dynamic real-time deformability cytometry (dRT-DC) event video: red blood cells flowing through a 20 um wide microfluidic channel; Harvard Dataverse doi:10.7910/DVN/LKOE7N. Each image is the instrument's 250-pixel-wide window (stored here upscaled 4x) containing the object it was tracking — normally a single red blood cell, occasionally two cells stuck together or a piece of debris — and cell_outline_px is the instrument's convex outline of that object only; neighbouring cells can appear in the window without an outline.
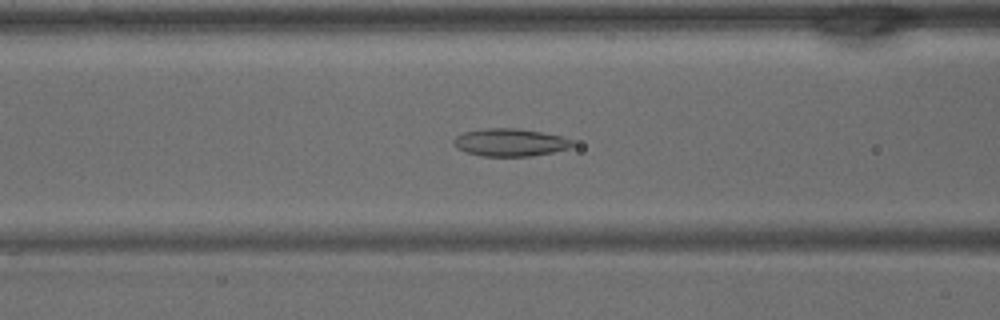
{"species": "common noctule bat (a hibernating species)", "species_latin": "Nyctalus noctula", "temperature_condition": "warm", "stored_images_in_passage": 39, "camera_frame_rate_fps": 3000, "um_per_image_px": 0.085, "animal": {"sex": "male", "body_mass_g": 15.6}, "frame": {"image": 1, "passage_image": 15, "time_ms": 4.667, "image_size_px": [1000, 320], "cell_outline_px": [[572, 148], [532, 156], [480, 156], [464, 152], [456, 148], [452, 144], [452, 140], [456, 136], [464, 132], [484, 128], [520, 128], [564, 136], [572, 140]], "centroid_in_image_um": [43.34, 12.1], "position_along_channel_um": 123.3, "area_um2": 19.48}}
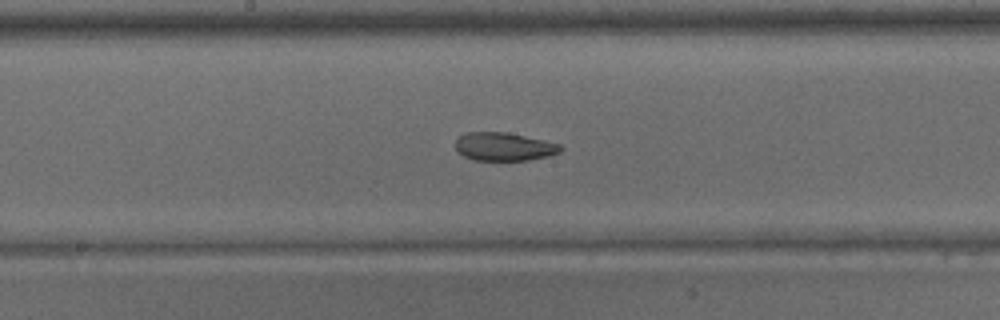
{"frame": {"image": 2, "passage_image": 20, "time_ms": 6.333, "image_size_px": [1000, 320], "cell_outline_px": [[564, 148], [560, 152], [548, 156], [528, 160], [476, 160], [464, 156], [456, 148], [456, 140], [464, 132], [508, 132], [544, 140], [560, 144]], "centroid_in_image_um": [42.87, 12.45], "position_along_channel_um": 205.3, "area_um2": 17.28}}
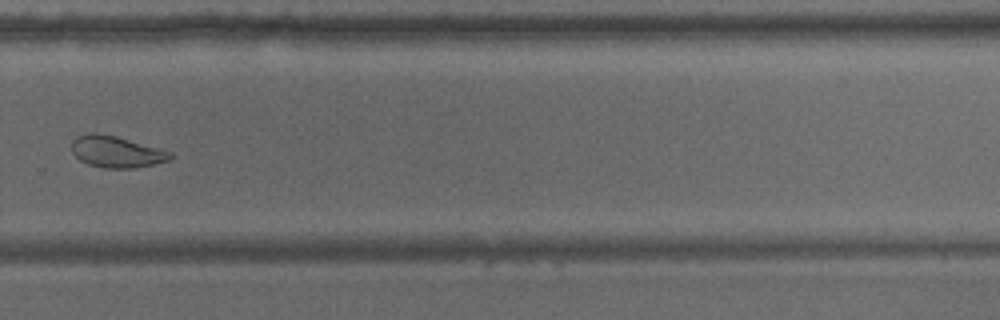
{"frame": {"image": 3, "passage_image": 27, "time_ms": 8.667, "image_size_px": [1000, 320], "cell_outline_px": [[176, 156], [168, 160], [152, 164], [132, 168], [104, 168], [88, 164], [80, 160], [72, 152], [72, 140], [76, 136], [92, 132], [116, 136], [172, 152]], "centroid_in_image_um": [9.88, 12.9], "position_along_channel_um": 319.9, "area_um2": 17.98}}